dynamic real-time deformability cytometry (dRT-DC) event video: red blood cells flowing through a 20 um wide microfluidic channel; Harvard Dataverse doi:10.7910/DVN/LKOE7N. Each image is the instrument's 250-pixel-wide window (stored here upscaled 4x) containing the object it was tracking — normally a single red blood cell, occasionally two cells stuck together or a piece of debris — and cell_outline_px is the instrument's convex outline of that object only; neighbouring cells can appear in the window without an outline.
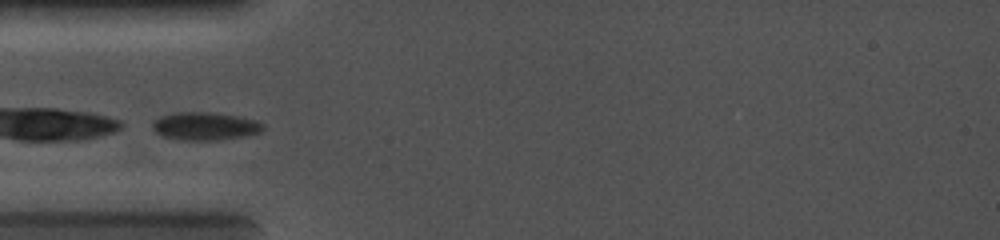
{"species": "common noctule bat (a hibernating species)", "species_latin": "Nyctalus noctula", "temperature_condition": "cold", "stored_images_in_passage": 26, "camera_frame_rate_fps": 5000, "um_per_image_px": 0.085, "animal": {"sex": "female", "body_mass_g": 19.0, "forearm_length_mm": 56.7}, "frame": {"image": 1, "passage_image": 1, "time_ms": 0.0, "image_size_px": [1000, 240], "cell_outline_px": [[264, 128], [260, 132], [244, 136], [216, 140], [184, 140], [164, 136], [156, 132], [152, 128], [152, 124], [160, 116], [172, 112], [216, 112], [256, 120], [264, 124]], "centroid_in_image_um": [17.43, 10.71], "position_along_channel_um": 67.6, "area_um2": 17.98}}